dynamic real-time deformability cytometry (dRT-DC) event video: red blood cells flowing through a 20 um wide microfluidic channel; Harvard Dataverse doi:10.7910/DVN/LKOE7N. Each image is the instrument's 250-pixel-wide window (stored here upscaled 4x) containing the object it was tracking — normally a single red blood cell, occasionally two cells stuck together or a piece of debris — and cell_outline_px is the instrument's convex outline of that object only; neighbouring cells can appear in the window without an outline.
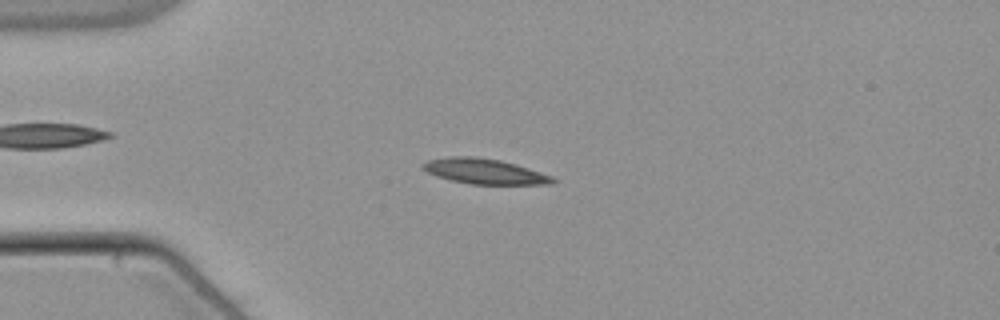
{"species": "common noctule bat (a hibernating species)", "species_latin": "Nyctalus noctula", "temperature_condition": "warm", "stored_images_in_passage": 53, "camera_frame_rate_fps": 3000, "um_per_image_px": 0.085, "animal": {"sex": "male", "body_mass_g": 21.5, "forearm_length_mm": 52.0}, "frame": {"image": 1, "passage_image": 13, "time_ms": 4.0, "image_size_px": [1000, 320], "cell_outline_px": [[556, 180], [552, 184], [472, 184], [452, 180], [436, 176], [420, 168], [420, 164], [428, 160], [448, 156], [476, 156], [500, 160], [516, 164], [552, 176]], "centroid_in_image_um": [41.14, 14.55], "position_along_channel_um": 43.9, "area_um2": 19.13}}
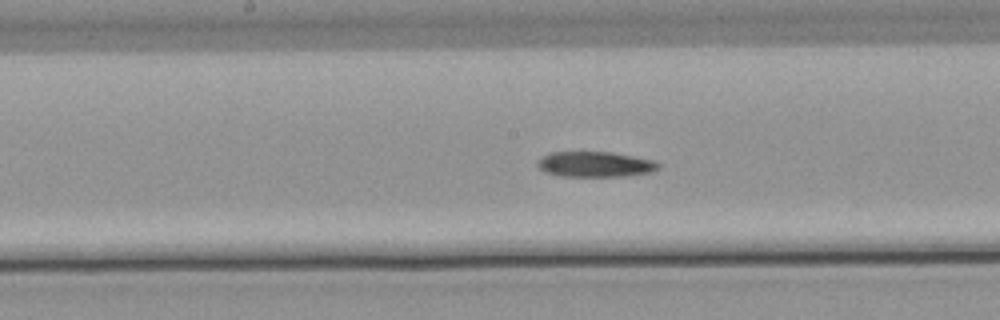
{"frame": {"image": 2, "passage_image": 27, "time_ms": 8.667, "image_size_px": [1000, 320], "cell_outline_px": [[660, 168], [652, 172], [624, 176], [560, 176], [544, 172], [536, 164], [544, 156], [552, 152], [612, 152], [656, 160], [660, 164]], "centroid_in_image_um": [50.64, 13.96], "position_along_channel_um": 197.6, "area_um2": 17.92}}
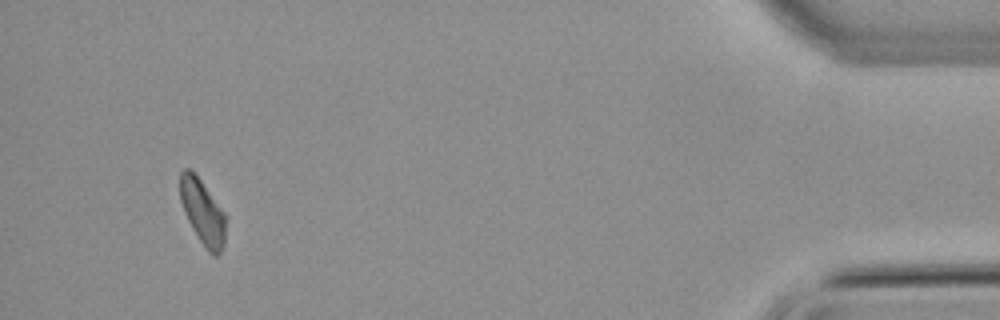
{"frame": {"image": 3, "passage_image": 50, "time_ms": 16.333, "image_size_px": [1000, 320], "cell_outline_px": [[224, 244], [220, 252], [216, 256], [212, 256], [208, 252], [192, 228], [184, 212], [180, 200], [180, 172], [184, 168], [188, 168], [200, 180], [224, 212]], "centroid_in_image_um": [17.19, 18.03], "position_along_channel_um": 418.0, "area_um2": 16.82}}